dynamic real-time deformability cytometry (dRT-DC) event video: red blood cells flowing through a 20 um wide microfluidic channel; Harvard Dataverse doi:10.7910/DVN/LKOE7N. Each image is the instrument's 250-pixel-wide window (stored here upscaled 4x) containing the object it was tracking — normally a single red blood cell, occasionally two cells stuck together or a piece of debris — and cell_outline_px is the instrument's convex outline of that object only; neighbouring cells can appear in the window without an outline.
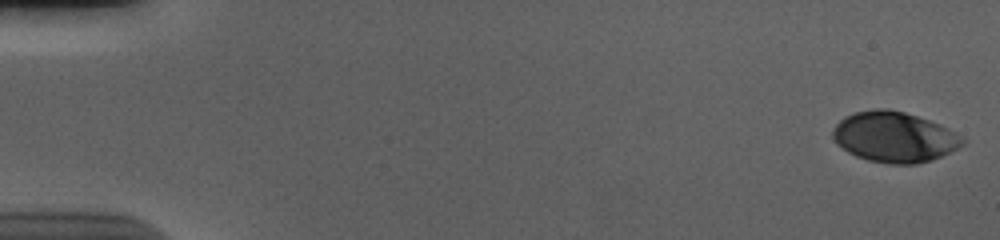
{"species": "human", "species_latin": "Homo sapiens", "temperature_condition": "cold", "stored_images_in_passage": 56, "camera_frame_rate_fps": 3000, "um_per_image_px": 0.085, "donor": {"sex": "male"}, "frame": {"image": 1, "passage_image": 1, "time_ms": 0.0, "image_size_px": [1000, 240], "cell_outline_px": [[964, 144], [940, 156], [916, 164], [888, 164], [868, 160], [856, 156], [848, 152], [836, 144], [832, 136], [832, 132], [836, 124], [844, 116], [856, 112], [876, 108], [888, 108], [904, 112], [940, 124], [948, 128], [960, 136], [964, 140]], "centroid_in_image_um": [75.96, 11.64], "position_along_channel_um": 9.0, "area_um2": 37.92}}
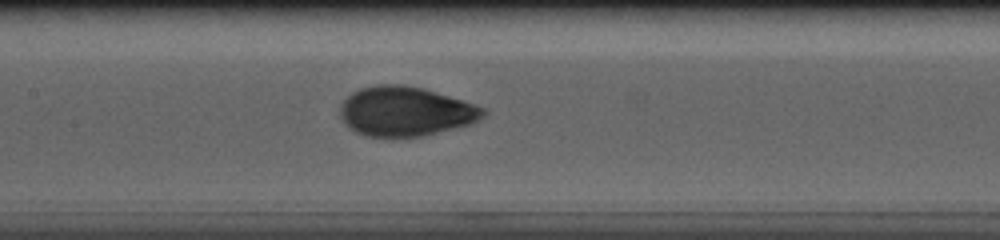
{"frame": {"image": 2, "passage_image": 28, "time_ms": 9.0, "image_size_px": [1000, 240], "cell_outline_px": [[488, 112], [484, 116], [472, 124], [420, 136], [364, 136], [348, 128], [344, 124], [340, 116], [340, 104], [352, 92], [360, 88], [380, 84], [404, 84], [424, 88], [464, 100], [484, 108]], "centroid_in_image_um": [34.46, 9.45], "position_along_channel_um": 172.9, "area_um2": 41.44}}
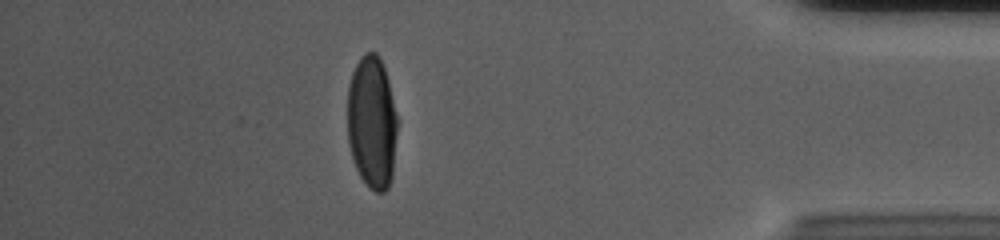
{"frame": {"image": 3, "passage_image": 50, "time_ms": 16.333, "image_size_px": [1000, 240], "cell_outline_px": [[396, 132], [392, 176], [388, 188], [384, 192], [376, 192], [368, 188], [360, 176], [356, 168], [352, 156], [348, 140], [348, 84], [352, 72], [360, 56], [364, 52], [376, 52], [380, 56], [388, 80], [396, 116]], "centroid_in_image_um": [31.59, 10.39], "position_along_channel_um": 403.6, "area_um2": 38.55}, "authors_computed_cell_mechanics": {"area_um2": 39.6508, "velocity_mm_per_s": 3.6809, "shape_relaxation_time_tau1_ms": 3.6695, "shape_relaxation_time_tau2_ms": null, "deformation_change_tau1": 0.1816, "deformation_change_tau2": null}}